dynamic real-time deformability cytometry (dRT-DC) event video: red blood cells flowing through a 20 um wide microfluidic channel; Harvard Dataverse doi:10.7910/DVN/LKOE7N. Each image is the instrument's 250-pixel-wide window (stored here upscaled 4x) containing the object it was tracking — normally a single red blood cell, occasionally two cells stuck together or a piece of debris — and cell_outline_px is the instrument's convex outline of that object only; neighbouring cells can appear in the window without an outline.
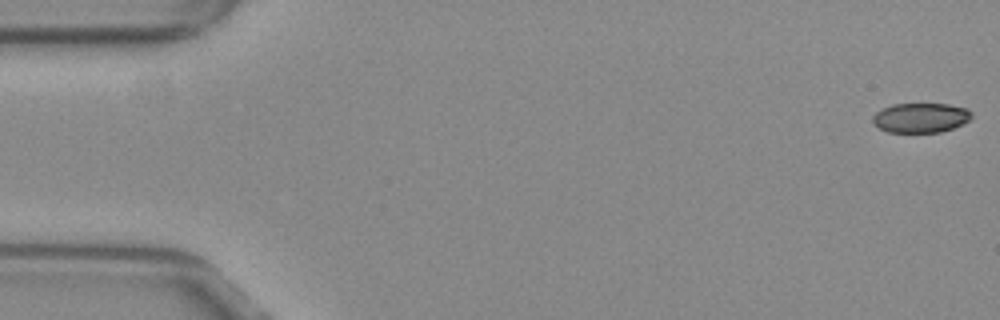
{"species": "common noctule bat (a hibernating species)", "species_latin": "Nyctalus noctula", "temperature_condition": "warm", "stored_images_in_passage": 54, "camera_frame_rate_fps": 3000, "um_per_image_px": 0.085, "animal": {"sex": "female", "body_mass_g": 29.2, "forearm_length_mm": 56.3}, "frame": {"image": 1, "passage_image": 1, "time_ms": 0.0, "image_size_px": [1000, 320], "cell_outline_px": [[972, 116], [964, 124], [940, 132], [888, 132], [880, 128], [872, 120], [872, 116], [876, 112], [892, 104], [948, 104], [968, 108], [972, 112]], "centroid_in_image_um": [78.29, 10.0], "position_along_channel_um": 6.7, "area_um2": 17.05}}
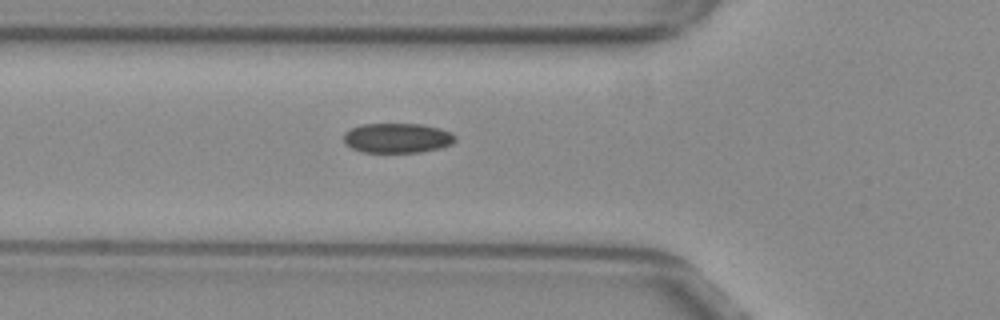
{"frame": {"image": 2, "passage_image": 19, "time_ms": 6.0, "image_size_px": [1000, 320], "cell_outline_px": [[456, 140], [452, 144], [440, 148], [420, 152], [364, 152], [352, 148], [344, 144], [344, 132], [360, 124], [420, 124], [440, 128], [452, 132], [456, 136]], "centroid_in_image_um": [33.78, 11.73], "position_along_channel_um": 92.0, "area_um2": 19.48}}
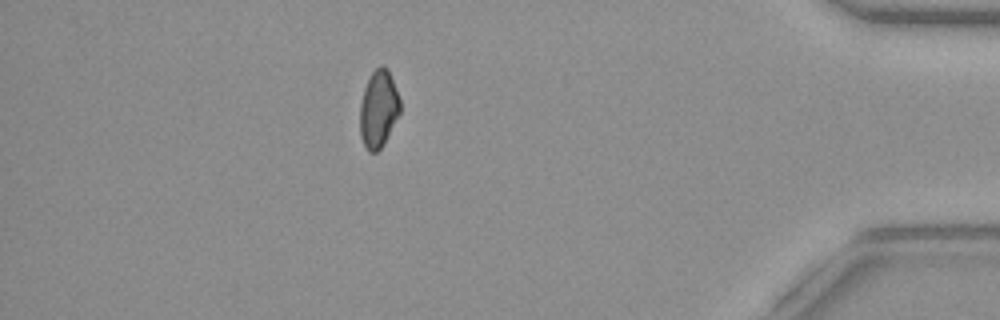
{"frame": {"image": 3, "passage_image": 47, "time_ms": 15.333, "image_size_px": [1000, 320], "cell_outline_px": [[400, 112], [380, 148], [376, 152], [368, 152], [360, 136], [360, 104], [364, 88], [368, 76], [380, 64], [384, 64], [388, 68], [396, 88], [400, 100]], "centroid_in_image_um": [32.16, 9.2], "position_along_channel_um": 403.0, "area_um2": 18.03}, "authors_computed_cell_mechanics": {"area_um2": 18.8428, "velocity_mm_per_s": 3.8624, "shape_relaxation_time_tau1_ms": null, "shape_relaxation_time_tau2_ms": 3.3393, "deformation_change_tau1": null, "deformation_change_tau2": 0.0765}}